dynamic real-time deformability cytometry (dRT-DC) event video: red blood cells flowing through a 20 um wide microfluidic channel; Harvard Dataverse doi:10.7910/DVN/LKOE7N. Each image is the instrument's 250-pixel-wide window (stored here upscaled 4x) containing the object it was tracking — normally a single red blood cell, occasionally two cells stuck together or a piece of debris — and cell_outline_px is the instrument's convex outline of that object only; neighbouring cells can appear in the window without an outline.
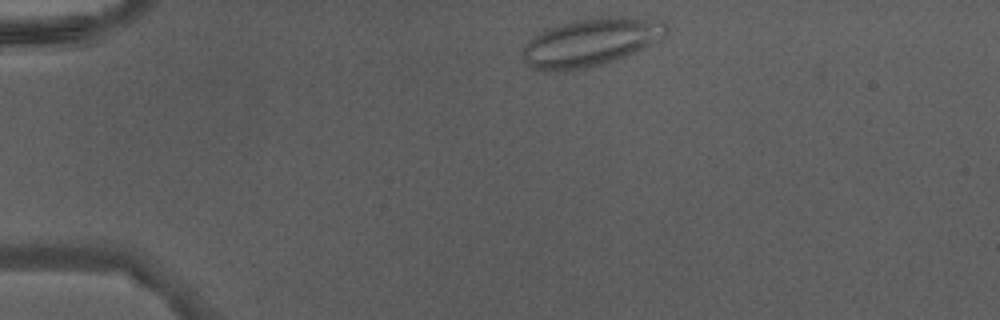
{"species": "Egyptian fruit bat (a non-hibernating species)", "species_latin": "Rousettus aegyptiacus", "temperature_condition": "warm", "stored_images_in_passage": 36, "camera_frame_rate_fps": 3000, "um_per_image_px": 0.085, "animal": {"sex": "male"}, "frame": {"image": 1, "passage_image": 1, "time_ms": 0.0, "image_size_px": [1000, 320], "cell_outline_px": [[668, 32], [664, 36], [652, 44], [616, 60], [604, 64], [588, 68], [564, 72], [544, 72], [532, 68], [524, 60], [520, 52], [524, 44], [532, 36], [548, 28], [572, 20], [616, 16], [628, 16], [664, 20], [668, 28]], "centroid_in_image_um": [50.18, 3.6], "position_along_channel_um": 34.8, "area_um2": 40.86}}